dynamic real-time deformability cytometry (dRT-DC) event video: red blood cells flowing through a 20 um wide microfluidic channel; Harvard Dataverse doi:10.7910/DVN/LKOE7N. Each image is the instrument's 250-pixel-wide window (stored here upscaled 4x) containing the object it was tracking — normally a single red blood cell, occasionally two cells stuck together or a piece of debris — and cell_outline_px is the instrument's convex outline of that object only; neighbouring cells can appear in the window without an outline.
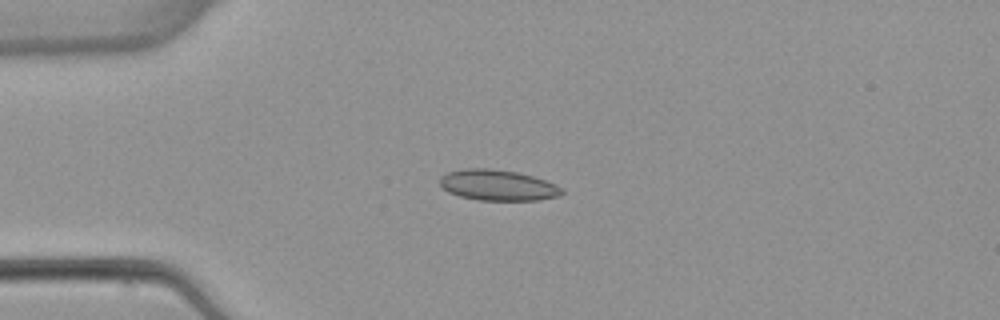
{"species": "common noctule bat (a hibernating species)", "species_latin": "Nyctalus noctula", "temperature_condition": "warm", "stored_images_in_passage": 5, "camera_frame_rate_fps": 3000, "um_per_image_px": 0.085, "animal": {"sex": "female", "body_mass_g": 22.7, "forearm_length_mm": 54.2}, "frame": {"image": 1, "passage_image": 4, "time_ms": 3.667, "image_size_px": [1000, 320], "cell_outline_px": [[564, 192], [560, 196], [540, 200], [476, 200], [460, 196], [448, 192], [440, 184], [440, 176], [448, 172], [464, 168], [488, 168], [516, 172], [532, 176], [556, 184], [564, 188]], "centroid_in_image_um": [42.33, 15.74], "position_along_channel_um": 42.7, "area_um2": 21.96}}